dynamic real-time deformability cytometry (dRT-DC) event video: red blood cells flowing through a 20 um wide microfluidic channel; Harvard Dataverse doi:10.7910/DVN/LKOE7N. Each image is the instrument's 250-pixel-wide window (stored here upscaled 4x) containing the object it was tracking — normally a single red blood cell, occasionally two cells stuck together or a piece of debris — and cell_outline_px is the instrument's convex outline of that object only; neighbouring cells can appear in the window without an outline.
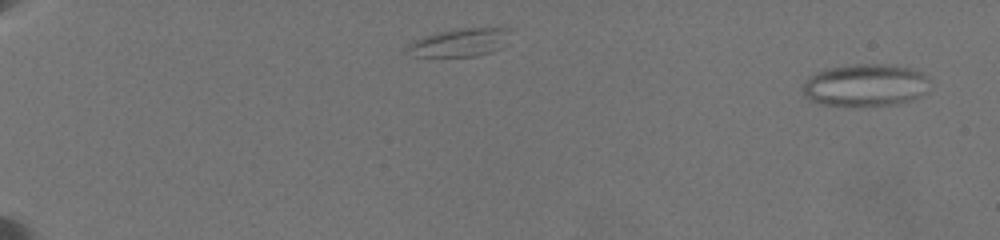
{"species": "common noctule bat (a hibernating species)", "species_latin": "Nyctalus noctula", "temperature_condition": "warm", "stored_images_in_passage": 93, "camera_frame_rate_fps": 3000, "um_per_image_px": 0.085, "animal": {"sex": "female", "body_mass_g": 19.5, "forearm_length_mm": 54.1}, "frame": {"image": 1, "passage_image": 4, "time_ms": 1.0, "image_size_px": [1000, 240], "cell_outline_px": [[928, 92], [912, 100], [900, 104], [860, 108], [856, 108], [820, 104], [808, 100], [804, 96], [804, 80], [808, 76], [816, 72], [828, 68], [856, 64], [884, 64], [912, 68], [928, 76]], "centroid_in_image_um": [73.55, 7.28], "position_along_channel_um": 11.4, "area_um2": 32.37}}
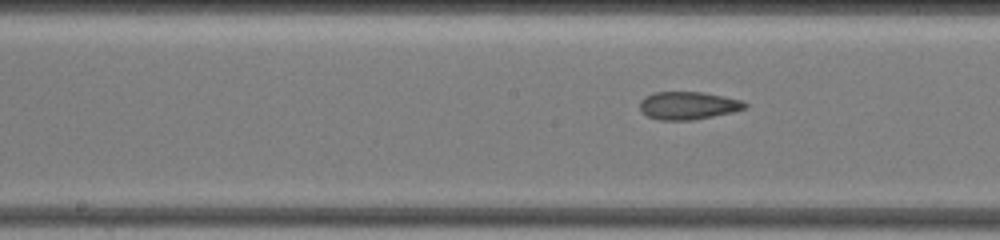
{"frame": {"image": 2, "passage_image": 44, "time_ms": 12.0, "image_size_px": [1000, 240], "cell_outline_px": [[748, 104], [744, 108], [732, 112], [692, 120], [660, 120], [648, 116], [640, 112], [640, 100], [644, 96], [652, 92], [704, 92], [744, 100]], "centroid_in_image_um": [58.46, 8.96], "position_along_channel_um": 189.7, "area_um2": 17.17}}
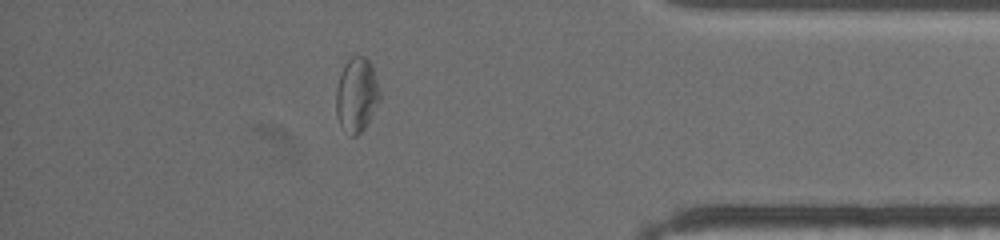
{"frame": {"image": 3, "passage_image": 81, "time_ms": 18.667, "image_size_px": [1000, 240], "cell_outline_px": [[380, 100], [364, 128], [356, 136], [352, 136], [340, 124], [336, 116], [336, 88], [340, 72], [344, 64], [352, 56], [364, 56], [372, 64], [380, 88]], "centroid_in_image_um": [30.31, 8.02], "position_along_channel_um": 404.9, "area_um2": 19.02}, "authors_computed_cell_mechanics": {"area_um2": 19.0162, "velocity_mm_per_s": 3.579, "shape_relaxation_time_tau1_ms": null, "shape_relaxation_time_tau2_ms": 1.7411, "deformation_change_tau1": null, "deformation_change_tau2": 0.0882}}